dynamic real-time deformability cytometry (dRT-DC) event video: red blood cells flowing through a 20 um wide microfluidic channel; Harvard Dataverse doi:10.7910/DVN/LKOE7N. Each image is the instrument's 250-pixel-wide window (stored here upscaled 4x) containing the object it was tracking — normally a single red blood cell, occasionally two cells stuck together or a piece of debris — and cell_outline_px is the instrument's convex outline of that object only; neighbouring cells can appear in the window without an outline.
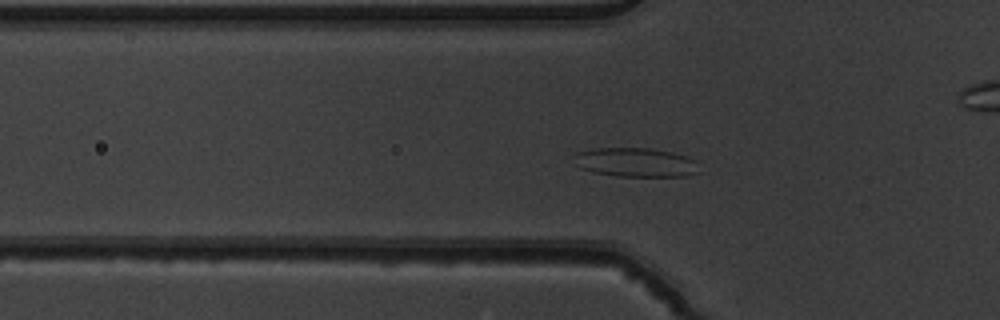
{"species": "common noctule bat (a hibernating species)", "species_latin": "Nyctalus noctula", "temperature_condition": "warm", "stored_images_in_passage": 51, "camera_frame_rate_fps": 3000, "um_per_image_px": 0.085, "animal": {"sex": "male", "body_mass_g": 19.5, "forearm_length_mm": 54.6}, "frame": {"image": 1, "passage_image": 15, "time_ms": 4.667, "image_size_px": [1000, 320], "cell_outline_px": [[700, 172], [688, 176], [616, 176], [592, 172], [580, 168], [576, 156], [576, 152], [592, 148], [648, 148], [672, 152], [688, 156], [696, 160]], "centroid_in_image_um": [54.1, 13.8], "position_along_channel_um": 71.7, "area_um2": 21.27}}
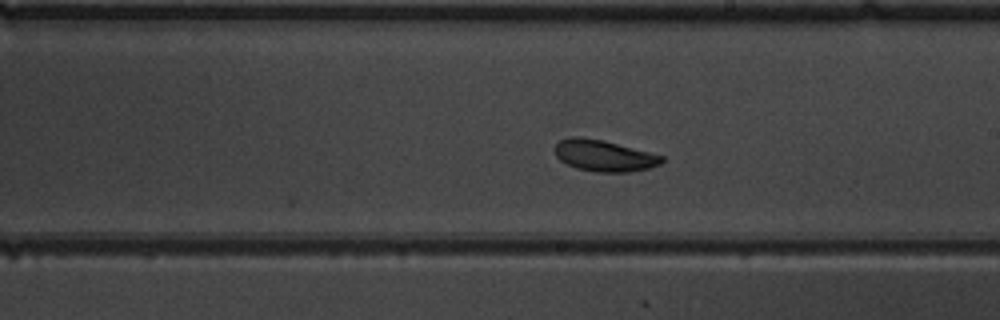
{"frame": {"image": 2, "passage_image": 28, "time_ms": 9.0, "image_size_px": [1000, 320], "cell_outline_px": [[664, 160], [660, 164], [648, 168], [628, 172], [596, 172], [576, 168], [560, 160], [556, 156], [552, 148], [560, 140], [572, 136], [576, 136], [604, 140], [664, 156]], "centroid_in_image_um": [51.31, 13.22], "position_along_channel_um": 237.7, "area_um2": 19.59}}
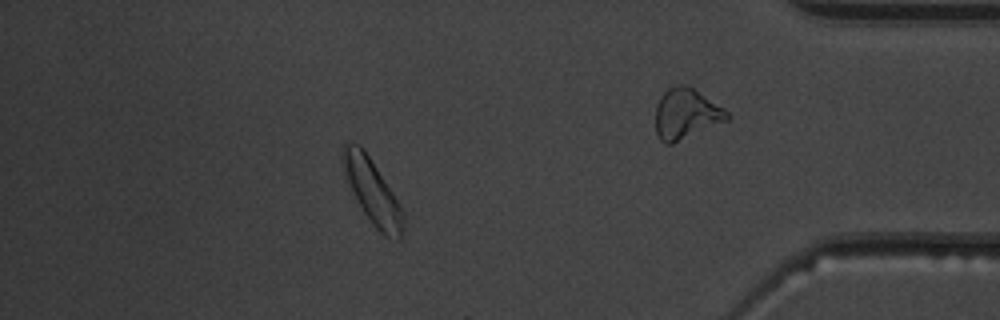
{"frame": {"image": 3, "passage_image": 44, "time_ms": 14.333, "image_size_px": [1000, 320], "cell_outline_px": [[404, 220], [400, 240], [384, 236], [372, 224], [364, 212], [340, 164], [340, 152], [344, 144], [360, 144], [364, 148], [392, 192], [404, 216]], "centroid_in_image_um": [31.62, 16.24], "position_along_channel_um": 403.6, "area_um2": 22.08}, "authors_computed_cell_mechanics": {"area_um2": 20.808, "velocity_mm_per_s": 3.8445, "shape_relaxation_time_tau1_ms": null, "shape_relaxation_time_tau2_ms": 5.6873, "deformation_change_tau1": null, "deformation_change_tau2": 0.1196}}